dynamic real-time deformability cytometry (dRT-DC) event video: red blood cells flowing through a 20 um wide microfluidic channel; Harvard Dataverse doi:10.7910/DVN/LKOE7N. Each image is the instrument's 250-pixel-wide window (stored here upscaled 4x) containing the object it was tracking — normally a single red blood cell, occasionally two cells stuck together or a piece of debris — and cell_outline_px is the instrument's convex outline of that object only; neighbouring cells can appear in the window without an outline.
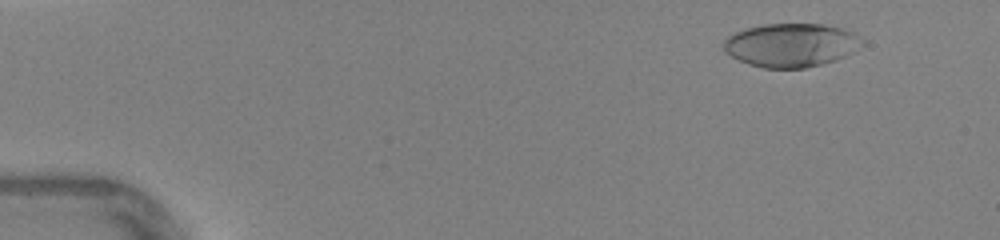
{"species": "human", "species_latin": "Homo sapiens", "temperature_condition": "warm", "stored_images_in_passage": 40, "camera_frame_rate_fps": 3000, "um_per_image_px": 0.085, "donor": {"sex": "female"}, "frame": {"image": 1, "passage_image": 5, "time_ms": 1.333, "image_size_px": [1000, 240], "cell_outline_px": [[864, 44], [852, 52], [844, 56], [820, 64], [804, 68], [764, 68], [748, 64], [724, 52], [724, 40], [728, 36], [744, 28], [764, 24], [824, 24], [840, 28], [852, 32], [864, 40]], "centroid_in_image_um": [67.22, 3.82], "position_along_channel_um": 17.8, "area_um2": 34.97}}
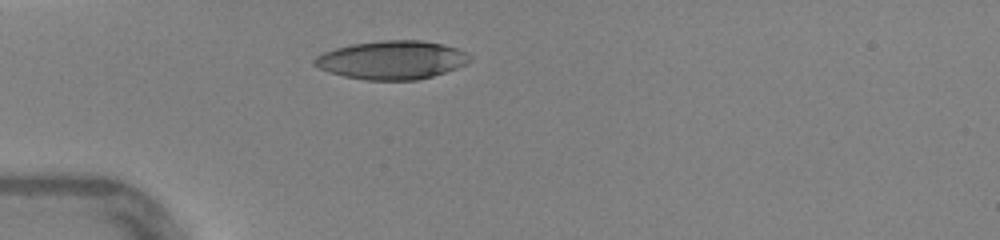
{"frame": {"image": 2, "passage_image": 14, "time_ms": 4.333, "image_size_px": [1000, 240], "cell_outline_px": [[472, 60], [456, 68], [432, 76], [416, 80], [364, 80], [344, 76], [328, 72], [312, 64], [312, 60], [316, 56], [324, 52], [336, 48], [352, 44], [384, 40], [420, 40], [444, 44], [456, 48], [472, 56]], "centroid_in_image_um": [33.29, 5.1], "position_along_channel_um": 51.7, "area_um2": 34.8}}
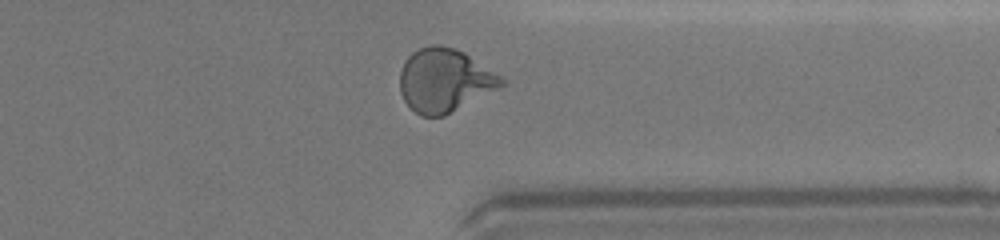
{"frame": {"image": 3, "passage_image": 37, "time_ms": 12.0, "image_size_px": [1000, 240], "cell_outline_px": [[508, 84], [444, 116], [420, 116], [404, 100], [400, 92], [400, 72], [404, 60], [412, 52], [420, 48], [432, 44], [440, 44], [464, 52], [500, 76]], "centroid_in_image_um": [37.78, 6.83], "position_along_channel_um": 373.6, "area_um2": 37.45}, "authors_computed_cell_mechanics": {"area_um2": 35.547, "velocity_mm_per_s": 4.3907, "shape_relaxation_time_tau1_ms": 3.9884, "shape_relaxation_time_tau2_ms": 0.8664, "deformation_change_tau1": 0.208, "deformation_change_tau2": 0.0591}}